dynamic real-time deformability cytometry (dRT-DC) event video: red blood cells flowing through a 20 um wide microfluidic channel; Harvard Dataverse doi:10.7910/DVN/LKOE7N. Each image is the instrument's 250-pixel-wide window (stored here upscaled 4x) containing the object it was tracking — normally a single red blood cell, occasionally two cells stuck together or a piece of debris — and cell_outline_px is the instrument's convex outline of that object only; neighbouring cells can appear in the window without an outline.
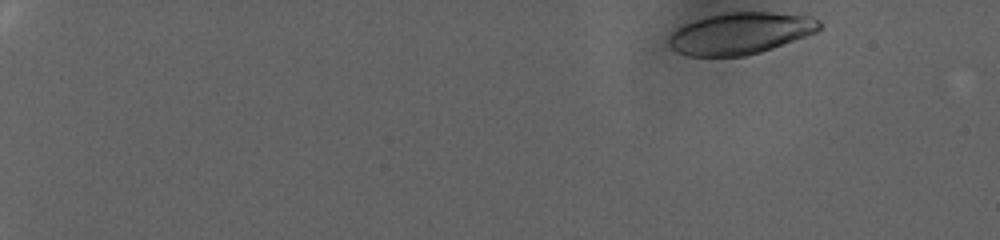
{"species": "human", "species_latin": "Homo sapiens", "temperature_condition": "warm", "stored_images_in_passage": 82, "camera_frame_rate_fps": 3000, "um_per_image_px": 0.085, "donor": {"sex": "female"}, "frame": {"image": 1, "passage_image": 1, "time_ms": 0.0, "image_size_px": [1000, 240], "cell_outline_px": [[820, 28], [816, 32], [772, 48], [760, 52], [744, 56], [688, 56], [676, 52], [668, 44], [668, 36], [676, 28], [684, 24], [708, 16], [724, 12], [772, 12], [812, 16], [820, 20]], "centroid_in_image_um": [62.91, 2.83], "position_along_channel_um": 22.1, "area_um2": 36.59}}
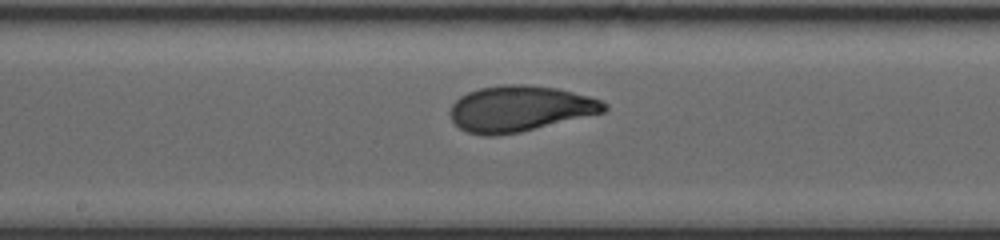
{"frame": {"image": 2, "passage_image": 46, "time_ms": 15.0, "image_size_px": [1000, 240], "cell_outline_px": [[608, 108], [604, 112], [520, 132], [492, 136], [484, 136], [468, 132], [460, 128], [452, 120], [448, 112], [452, 104], [460, 96], [468, 92], [480, 88], [500, 84], [528, 84], [556, 88], [588, 96], [600, 100], [608, 104]], "centroid_in_image_um": [44.16, 9.23], "position_along_channel_um": 204.0, "area_um2": 41.1}}
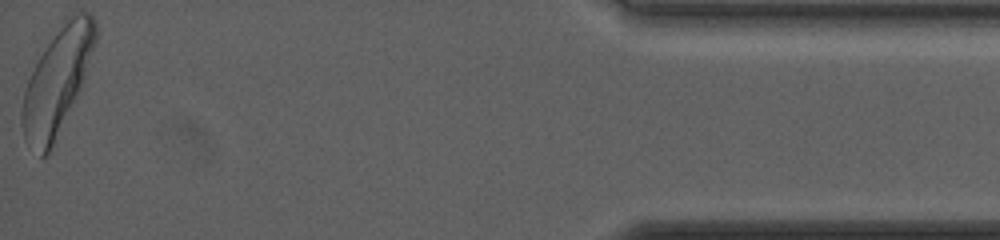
{"frame": {"image": 3, "passage_image": 82, "time_ms": 27.0, "image_size_px": [1000, 240], "cell_outline_px": [[96, 40], [84, 88], [48, 152], [44, 156], [40, 156], [24, 140], [20, 124], [20, 112], [24, 88], [36, 52], [68, 16], [72, 12], [88, 12], [96, 20]], "centroid_in_image_um": [4.84, 6.84], "position_along_channel_um": 430.4, "area_um2": 47.11}, "authors_computed_cell_mechanics": {"area_um2": 39.9109, "velocity_mm_per_s": 2.4147, "shape_relaxation_time_tau1_ms": 5.3772, "shape_relaxation_time_tau2_ms": 1.3353, "deformation_change_tau1": 0.1822, "deformation_change_tau2": 0.0695}}